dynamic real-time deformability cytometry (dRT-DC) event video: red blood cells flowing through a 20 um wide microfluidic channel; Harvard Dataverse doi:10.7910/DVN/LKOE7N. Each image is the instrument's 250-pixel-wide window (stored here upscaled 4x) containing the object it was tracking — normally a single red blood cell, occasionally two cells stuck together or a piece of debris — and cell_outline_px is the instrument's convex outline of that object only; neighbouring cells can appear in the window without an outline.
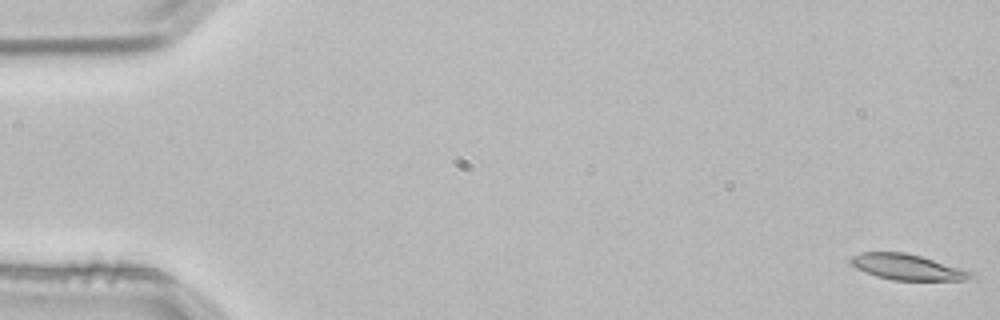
{"species": "common noctule bat (a hibernating species)", "species_latin": "Nyctalus noctula", "temperature_condition": "room temperature", "stored_images_in_passage": 4, "camera_frame_rate_fps": 3000, "um_per_image_px": 0.085, "animal": {"sex": "male", "body_mass_g": 21.5, "forearm_length_mm": 52.0}, "frame": {"image": 1, "passage_image": 1, "time_ms": 0.0, "image_size_px": [1000, 320], "cell_outline_px": [[972, 276], [964, 280], [892, 280], [876, 276], [856, 268], [848, 260], [852, 256], [860, 252], [904, 252], [920, 256], [972, 272]], "centroid_in_image_um": [77.03, 22.69], "position_along_channel_um": 8.0, "area_um2": 17.63}}